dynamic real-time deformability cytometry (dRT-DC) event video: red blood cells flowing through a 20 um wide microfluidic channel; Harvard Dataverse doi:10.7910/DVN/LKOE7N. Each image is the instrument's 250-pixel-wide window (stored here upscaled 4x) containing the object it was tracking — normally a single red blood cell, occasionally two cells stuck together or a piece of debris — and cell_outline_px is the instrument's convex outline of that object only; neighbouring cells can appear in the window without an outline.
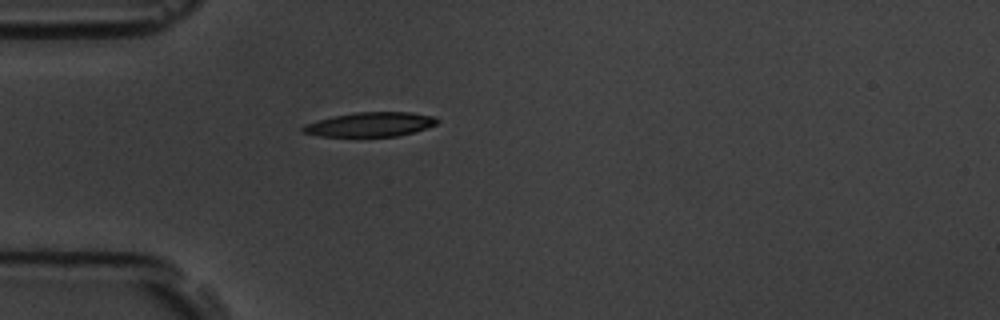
{"species": "common noctule bat (a hibernating species)", "species_latin": "Nyctalus noctula", "temperature_condition": "room temperature", "stored_images_in_passage": 1, "camera_frame_rate_fps": 3000, "um_per_image_px": 0.085, "animal": {"sex": "male", "body_mass_g": 19.5, "forearm_length_mm": 54.6}, "frame": {"image": 1, "passage_image": 1, "time_ms": 0.0, "image_size_px": [1000, 320], "cell_outline_px": [[440, 120], [436, 124], [428, 128], [396, 136], [320, 136], [304, 132], [300, 128], [304, 124], [336, 116], [356, 112], [412, 112], [436, 116]], "centroid_in_image_um": [31.54, 10.57], "position_along_channel_um": 53.5, "area_um2": 18.9}}